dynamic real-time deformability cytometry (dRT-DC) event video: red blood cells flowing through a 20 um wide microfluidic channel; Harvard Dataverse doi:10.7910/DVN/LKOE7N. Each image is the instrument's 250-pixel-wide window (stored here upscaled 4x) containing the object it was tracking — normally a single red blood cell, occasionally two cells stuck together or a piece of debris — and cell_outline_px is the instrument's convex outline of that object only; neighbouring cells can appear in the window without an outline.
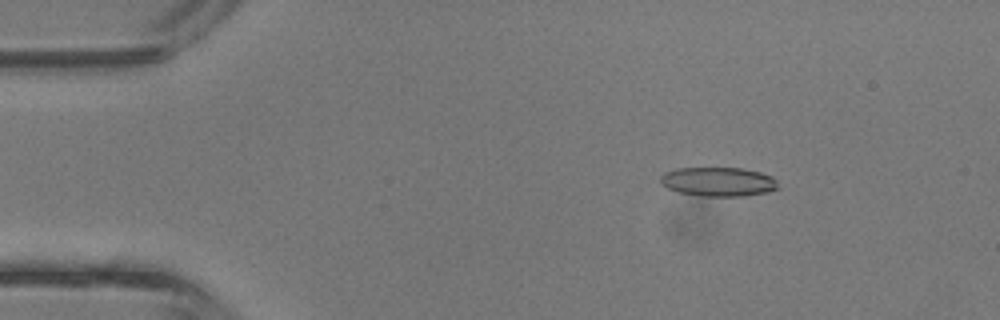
{"species": "common noctule bat (a hibernating species)", "species_latin": "Nyctalus noctula", "temperature_condition": "room temperature", "stored_images_in_passage": 43, "camera_frame_rate_fps": 3000, "um_per_image_px": 0.085, "animal": {"sex": "male", "body_mass_g": 13.3}, "frame": {"image": 1, "passage_image": 7, "time_ms": 2.0, "image_size_px": [1000, 320], "cell_outline_px": [[780, 188], [768, 192], [744, 196], [704, 196], [680, 192], [668, 188], [660, 180], [660, 176], [664, 172], [676, 168], [744, 168], [760, 172], [772, 176], [776, 180]], "centroid_in_image_um": [61.1, 15.44], "position_along_channel_um": 23.9, "area_um2": 20.0}}
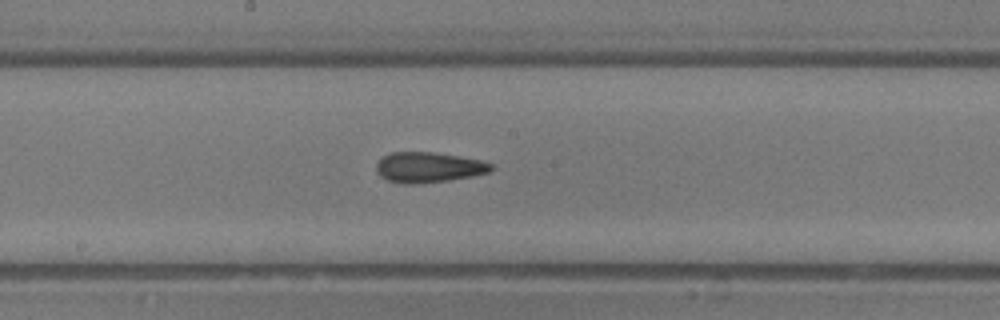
{"frame": {"image": 2, "passage_image": 23, "time_ms": 7.333, "image_size_px": [1000, 320], "cell_outline_px": [[492, 168], [488, 172], [472, 176], [448, 180], [412, 184], [404, 184], [388, 180], [380, 176], [376, 172], [376, 164], [384, 156], [392, 152], [436, 152], [480, 160], [492, 164]], "centroid_in_image_um": [36.39, 14.22], "position_along_channel_um": 211.8, "area_um2": 20.11}}
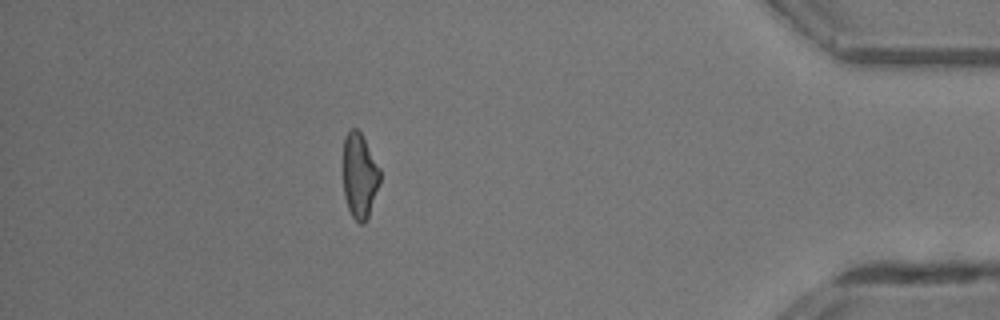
{"frame": {"image": 3, "passage_image": 38, "time_ms": 12.333, "image_size_px": [1000, 320], "cell_outline_px": [[380, 184], [368, 216], [364, 224], [360, 224], [352, 216], [348, 208], [344, 196], [344, 136], [352, 128], [356, 128], [360, 132], [380, 168]], "centroid_in_image_um": [30.57, 14.95], "position_along_channel_um": 404.6, "area_um2": 18.09}, "authors_computed_cell_mechanics": {"area_um2": 19.4786, "velocity_mm_per_s": 4.8581, "shape_relaxation_time_tau1_ms": 11.0591, "shape_relaxation_time_tau2_ms": 2.6551, "deformation_change_tau1": 0.2358, "deformation_change_tau2": 0.1231}}